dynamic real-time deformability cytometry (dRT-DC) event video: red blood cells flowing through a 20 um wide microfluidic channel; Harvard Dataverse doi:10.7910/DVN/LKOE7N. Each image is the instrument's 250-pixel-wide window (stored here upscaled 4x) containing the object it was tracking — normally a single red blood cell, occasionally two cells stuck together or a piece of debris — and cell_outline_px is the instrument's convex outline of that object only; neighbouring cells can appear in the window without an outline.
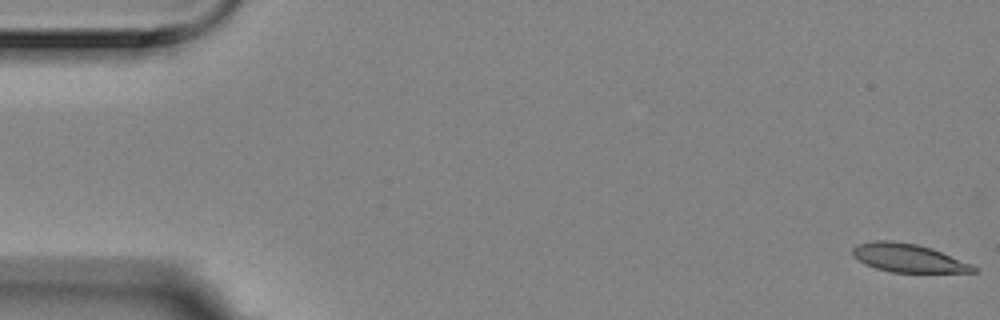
{"species": "Egyptian fruit bat (a non-hibernating species)", "species_latin": "Rousettus aegyptiacus", "temperature_condition": "room temperature", "stored_images_in_passage": 14, "camera_frame_rate_fps": 3000, "um_per_image_px": 0.085, "animal": {"sex": "female"}, "frame": {"image": 1, "passage_image": 1, "time_ms": 0.0, "image_size_px": [1000, 320], "cell_outline_px": [[980, 268], [976, 272], [892, 272], [876, 268], [864, 264], [852, 256], [852, 248], [856, 244], [876, 240], [892, 240], [916, 244], [932, 248], [972, 264]], "centroid_in_image_um": [77.19, 21.92], "position_along_channel_um": 7.8, "area_um2": 20.11}}
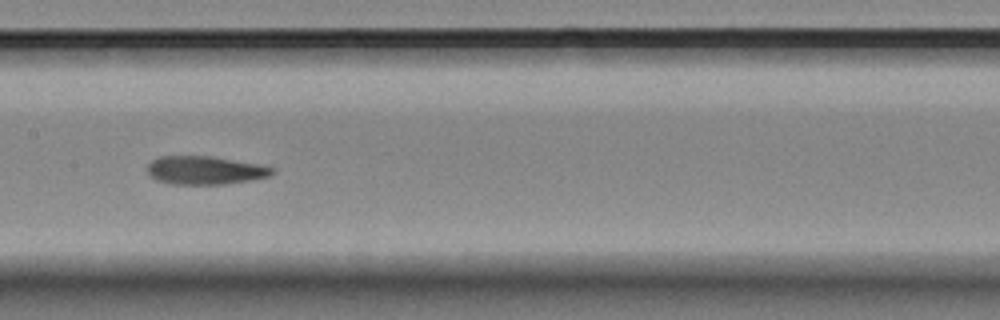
{"frame": {"image": 2, "passage_image": 8, "time_ms": 2.333, "image_size_px": [1000, 320], "cell_outline_px": [[276, 172], [268, 176], [248, 180], [224, 184], [168, 184], [156, 180], [148, 172], [148, 164], [152, 160], [160, 156], [212, 156], [256, 164], [276, 168]], "centroid_in_image_um": [17.41, 14.47], "position_along_channel_um": 190.0, "area_um2": 20.46}}
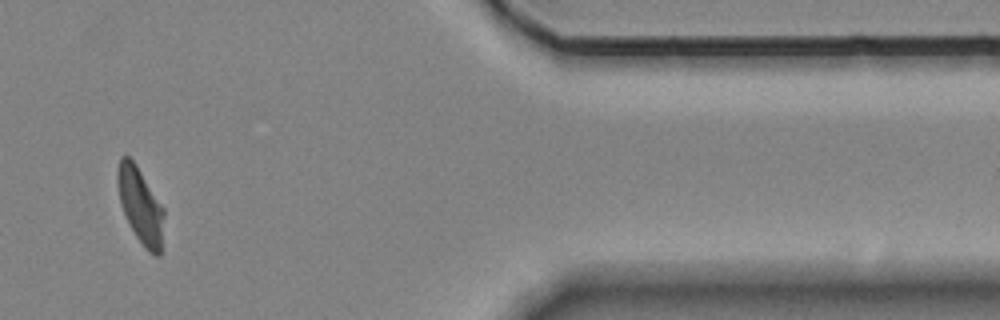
{"frame": {"image": 3, "passage_image": 13, "time_ms": 4.0, "image_size_px": [1000, 320], "cell_outline_px": [[164, 216], [160, 256], [156, 256], [148, 252], [144, 248], [136, 236], [120, 204], [116, 180], [116, 172], [120, 156], [128, 156], [136, 164], [164, 208]], "centroid_in_image_um": [11.93, 17.46], "position_along_channel_um": 399.5, "area_um2": 20.46}}